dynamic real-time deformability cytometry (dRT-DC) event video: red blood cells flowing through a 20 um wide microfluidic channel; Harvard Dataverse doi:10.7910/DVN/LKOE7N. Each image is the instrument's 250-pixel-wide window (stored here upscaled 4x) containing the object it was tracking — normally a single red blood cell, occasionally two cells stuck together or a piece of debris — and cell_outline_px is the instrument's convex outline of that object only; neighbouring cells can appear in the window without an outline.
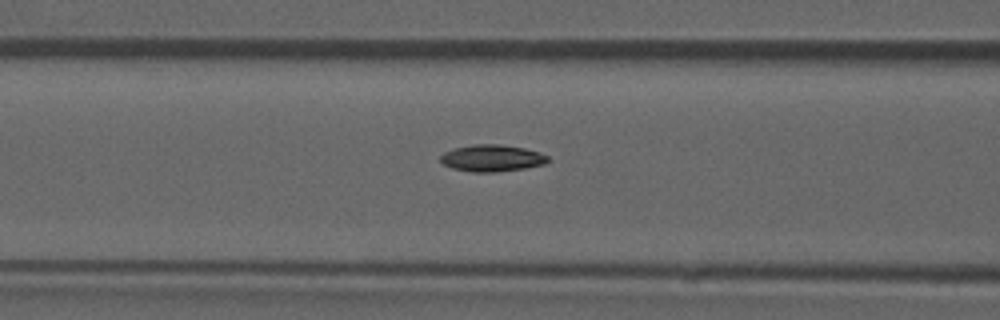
{"species": "common noctule bat (a hibernating species)", "species_latin": "Nyctalus noctula", "temperature_condition": "room temperature", "stored_images_in_passage": 32, "camera_frame_rate_fps": 3000, "um_per_image_px": 0.085, "animal": {"sex": "male", "forearm_length_mm": 52.5}, "frame": {"image": 1, "passage_image": 22, "time_ms": 7.0, "image_size_px": [1000, 320], "cell_outline_px": [[548, 160], [544, 164], [524, 168], [496, 172], [472, 172], [452, 168], [444, 164], [440, 160], [440, 156], [444, 152], [452, 148], [476, 144], [496, 144], [524, 148], [540, 152], [548, 156]], "centroid_in_image_um": [41.79, 13.44], "position_along_channel_um": 124.8, "area_um2": 16.7}}